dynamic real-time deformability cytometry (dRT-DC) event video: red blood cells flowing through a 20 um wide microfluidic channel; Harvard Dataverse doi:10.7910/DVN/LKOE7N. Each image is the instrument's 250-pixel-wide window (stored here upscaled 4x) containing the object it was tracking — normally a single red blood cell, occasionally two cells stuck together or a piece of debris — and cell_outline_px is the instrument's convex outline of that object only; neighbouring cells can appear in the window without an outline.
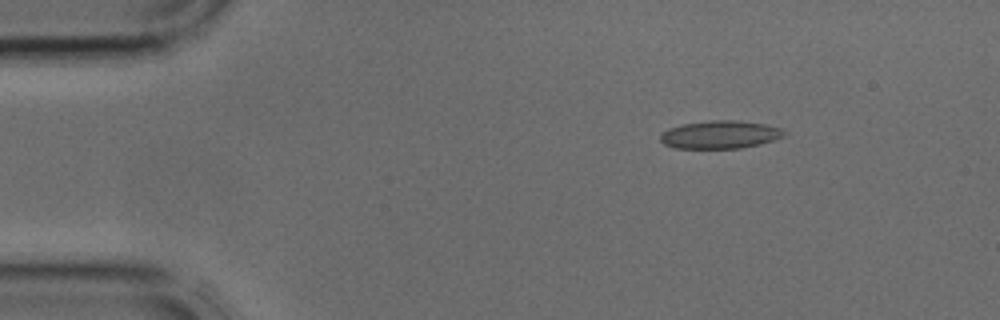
{"species": "common noctule bat (a hibernating species)", "species_latin": "Nyctalus noctula", "temperature_condition": "cold", "stored_images_in_passage": 4, "segment_of_instrument_passage": [2, 2], "camera_frame_rate_fps": 3000, "um_per_image_px": 0.085, "animal": {"sex": "male", "body_mass_g": 17.9, "forearm_length_mm": 54.2}, "frame": {"image": 1, "passage_image": 4, "time_ms": 1.0, "image_size_px": [1000, 320], "cell_outline_px": [[788, 132], [784, 136], [760, 144], [740, 148], [676, 148], [664, 144], [660, 140], [660, 136], [668, 128], [684, 124], [712, 120], [736, 120], [764, 124], [780, 128]], "centroid_in_image_um": [61.22, 11.44], "position_along_channel_um": 23.8, "area_um2": 20.0}}